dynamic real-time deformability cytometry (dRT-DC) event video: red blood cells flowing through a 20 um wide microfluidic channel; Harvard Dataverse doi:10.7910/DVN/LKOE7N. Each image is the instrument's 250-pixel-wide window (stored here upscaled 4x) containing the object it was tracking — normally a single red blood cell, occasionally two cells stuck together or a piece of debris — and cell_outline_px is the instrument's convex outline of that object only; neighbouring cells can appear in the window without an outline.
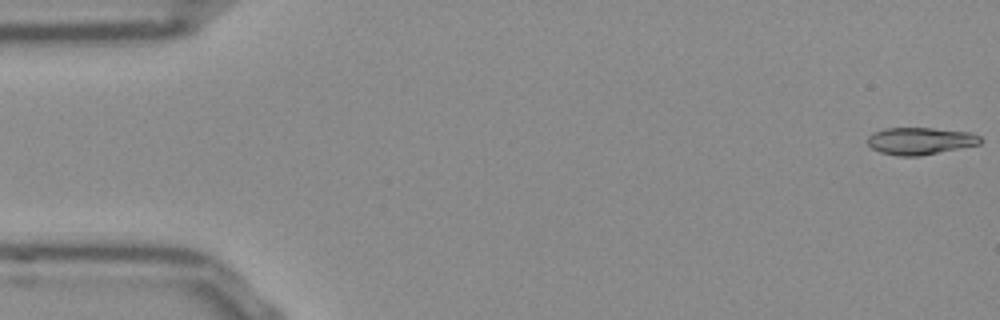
{"species": "Egyptian fruit bat (a non-hibernating species)", "species_latin": "Rousettus aegyptiacus", "temperature_condition": "room temperature", "stored_images_in_passage": 7, "camera_frame_rate_fps": 3000, "um_per_image_px": 0.085, "frame": {"image": 1, "passage_image": 1, "time_ms": 0.0, "image_size_px": [1000, 320], "cell_outline_px": [[980, 144], [920, 156], [896, 156], [880, 152], [872, 148], [868, 144], [868, 136], [872, 132], [884, 128], [932, 128], [972, 132], [980, 136]], "centroid_in_image_um": [78.19, 11.97], "position_along_channel_um": 6.8, "area_um2": 17.92}}